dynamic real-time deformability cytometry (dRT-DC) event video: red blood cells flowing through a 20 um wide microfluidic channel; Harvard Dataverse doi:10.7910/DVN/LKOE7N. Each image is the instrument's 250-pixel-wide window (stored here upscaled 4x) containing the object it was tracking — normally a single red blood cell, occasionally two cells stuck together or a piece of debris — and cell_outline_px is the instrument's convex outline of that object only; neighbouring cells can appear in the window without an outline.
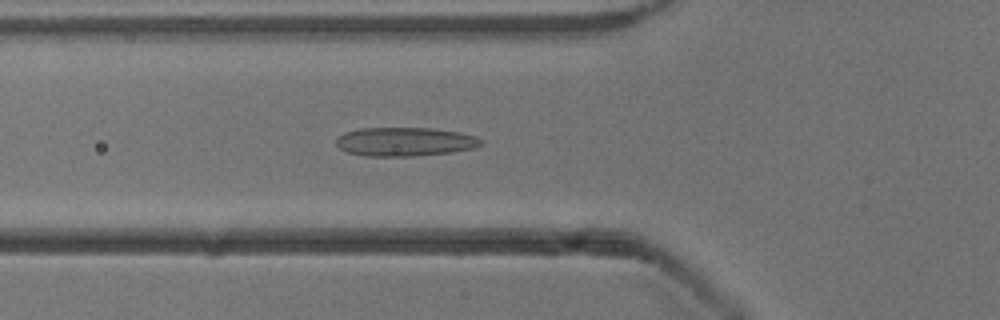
{"species": "common noctule bat (a hibernating species)", "species_latin": "Nyctalus noctula", "temperature_condition": "cold", "stored_images_in_passage": 53, "camera_frame_rate_fps": 3000, "um_per_image_px": 0.085, "animal": {"sex": "male", "body_mass_g": 13.3}, "frame": {"image": 1, "passage_image": 19, "time_ms": 6.0, "image_size_px": [1000, 320], "cell_outline_px": [[480, 144], [472, 148], [452, 152], [412, 156], [364, 156], [348, 152], [340, 148], [336, 144], [336, 140], [344, 132], [360, 128], [432, 128], [460, 132], [476, 136], [480, 140]], "centroid_in_image_um": [34.38, 12.04], "position_along_channel_um": 91.4, "area_um2": 24.16}}
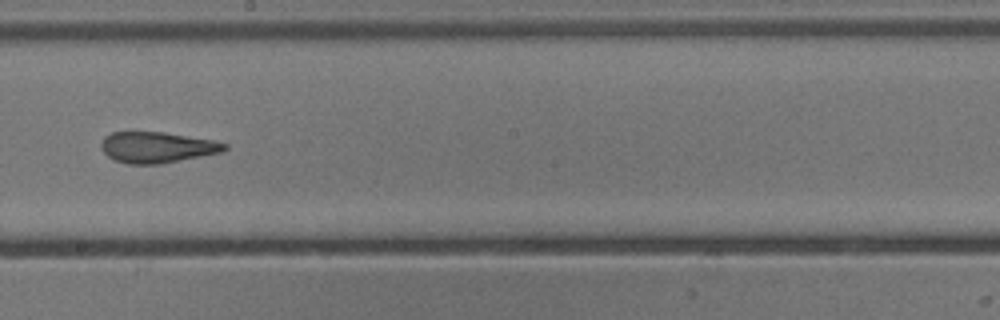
{"frame": {"image": 2, "passage_image": 30, "time_ms": 9.667, "image_size_px": [1000, 320], "cell_outline_px": [[228, 148], [224, 152], [160, 164], [128, 164], [116, 160], [108, 156], [100, 148], [100, 144], [104, 136], [112, 132], [164, 132], [212, 140], [228, 144]], "centroid_in_image_um": [13.36, 12.52], "position_along_channel_um": 234.8, "area_um2": 22.31}}
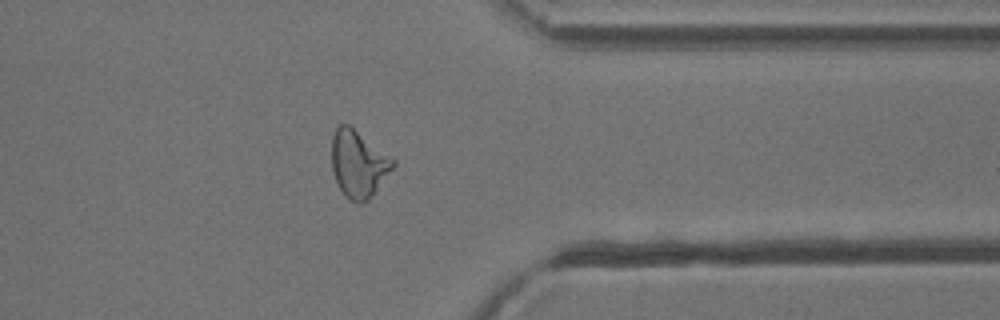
{"frame": {"image": 3, "passage_image": 42, "time_ms": 13.667, "image_size_px": [1000, 320], "cell_outline_px": [[396, 164], [368, 200], [360, 204], [356, 204], [340, 188], [332, 172], [332, 136], [336, 128], [340, 124], [348, 124], [392, 156], [396, 160]], "centroid_in_image_um": [30.48, 13.9], "position_along_channel_um": 380.9, "area_um2": 23.76}, "authors_computed_cell_mechanics": {"area_um2": 23.8714, "velocity_mm_per_s": 3.8816, "shape_relaxation_time_tau1_ms": null, "shape_relaxation_time_tau2_ms": 1.7993, "deformation_change_tau1": null, "deformation_change_tau2": 0.1073}}